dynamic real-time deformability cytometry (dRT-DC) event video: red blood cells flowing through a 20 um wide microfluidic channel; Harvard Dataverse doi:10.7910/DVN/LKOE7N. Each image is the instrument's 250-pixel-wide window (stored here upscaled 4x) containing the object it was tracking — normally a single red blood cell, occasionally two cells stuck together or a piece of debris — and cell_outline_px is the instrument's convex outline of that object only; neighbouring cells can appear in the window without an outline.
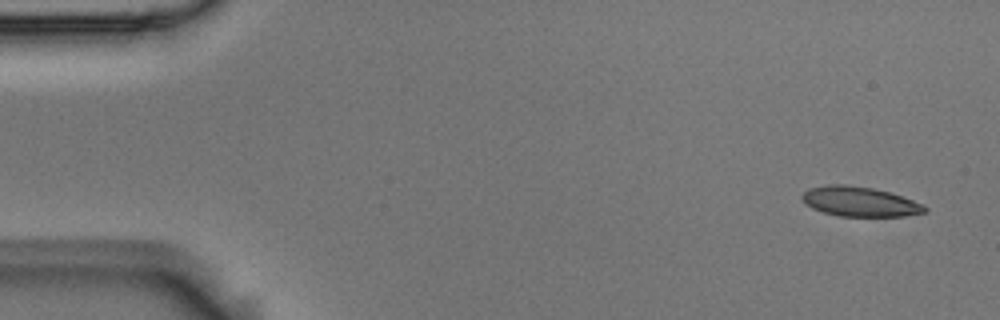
{"species": "Egyptian fruit bat (a non-hibernating species)", "species_latin": "Rousettus aegyptiacus", "temperature_condition": "room temperature", "stored_images_in_passage": 6, "camera_frame_rate_fps": 3000, "um_per_image_px": 0.085, "animal": {"sex": "male"}, "frame": {"image": 1, "passage_image": 1, "time_ms": 0.0, "image_size_px": [1000, 320], "cell_outline_px": [[928, 212], [904, 216], [840, 216], [824, 212], [812, 208], [800, 196], [808, 188], [828, 184], [844, 184], [872, 188], [892, 192], [924, 204], [928, 208]], "centroid_in_image_um": [73.13, 17.13], "position_along_channel_um": 11.9, "area_um2": 21.39}}
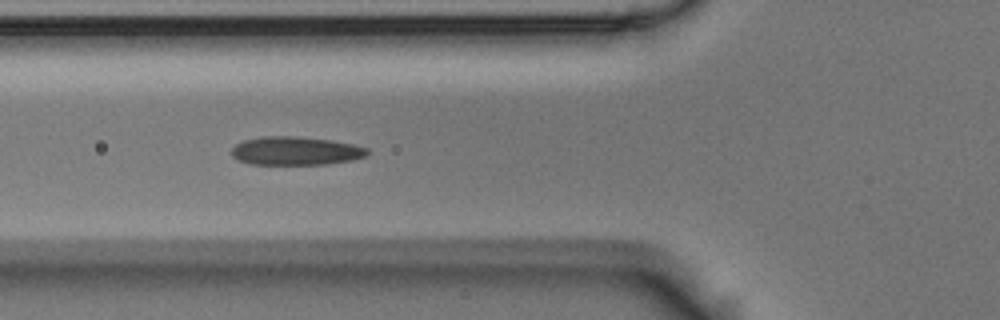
{"frame": {"image": 2, "passage_image": 5, "time_ms": 1.333, "image_size_px": [1000, 320], "cell_outline_px": [[368, 156], [352, 160], [328, 164], [248, 164], [236, 160], [232, 156], [232, 148], [236, 144], [244, 140], [264, 136], [296, 136], [332, 140], [356, 144], [368, 148]], "centroid_in_image_um": [25.15, 12.82], "position_along_channel_um": 100.6, "area_um2": 22.77}}
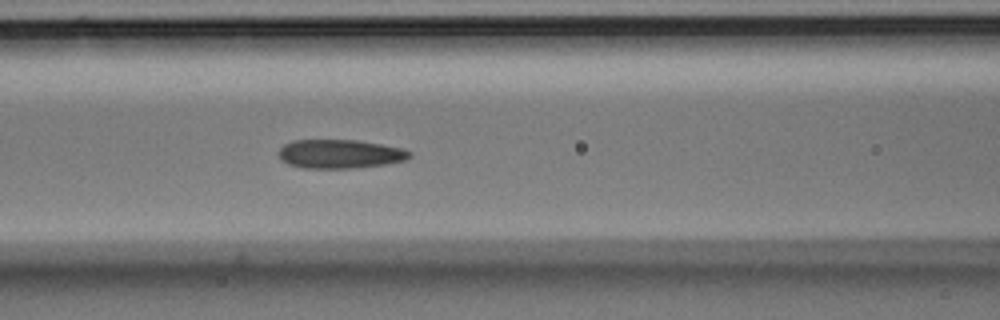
{"frame": {"image": 3, "passage_image": 6, "time_ms": 1.667, "image_size_px": [1000, 320], "cell_outline_px": [[412, 156], [404, 160], [384, 164], [352, 168], [304, 168], [288, 164], [280, 156], [280, 148], [284, 144], [292, 140], [356, 140], [380, 144], [400, 148], [412, 152]], "centroid_in_image_um": [28.89, 13.08], "position_along_channel_um": 137.7, "area_um2": 21.73}}